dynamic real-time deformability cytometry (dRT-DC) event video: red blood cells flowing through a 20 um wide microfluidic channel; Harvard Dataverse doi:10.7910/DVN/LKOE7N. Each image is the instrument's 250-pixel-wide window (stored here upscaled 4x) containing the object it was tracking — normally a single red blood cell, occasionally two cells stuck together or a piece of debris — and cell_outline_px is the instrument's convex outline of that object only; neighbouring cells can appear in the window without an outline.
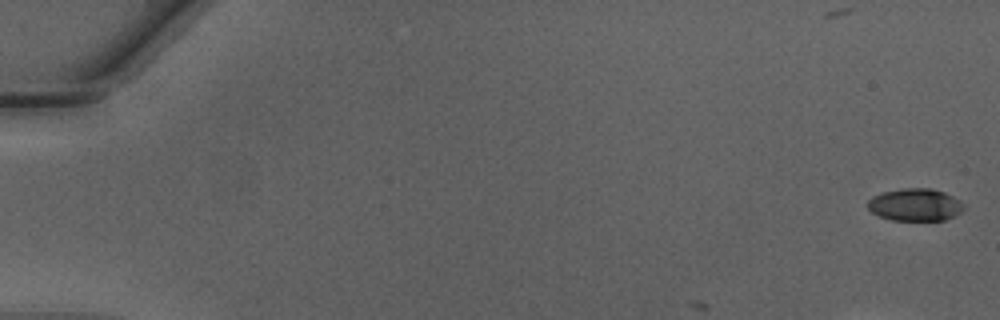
{"species": "Egyptian fruit bat (a non-hibernating species)", "species_latin": "Rousettus aegyptiacus", "temperature_condition": "warm", "stored_images_in_passage": 4, "camera_frame_rate_fps": 3000, "um_per_image_px": 0.085, "animal": {"sex": "male"}, "frame": {"image": 1, "passage_image": 1, "time_ms": 0.0, "image_size_px": [1000, 320], "cell_outline_px": [[964, 208], [956, 216], [944, 220], [892, 220], [880, 216], [872, 212], [868, 208], [868, 200], [872, 196], [880, 192], [904, 188], [932, 188], [944, 192], [960, 200], [964, 204]], "centroid_in_image_um": [77.79, 17.39], "position_along_channel_um": 7.2, "area_um2": 18.26}}